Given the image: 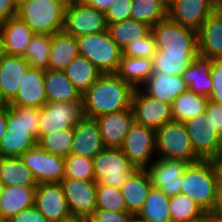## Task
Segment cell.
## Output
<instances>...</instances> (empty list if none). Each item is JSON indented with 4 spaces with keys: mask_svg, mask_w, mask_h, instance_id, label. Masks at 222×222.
I'll return each instance as SVG.
<instances>
[{
    "mask_svg": "<svg viewBox=\"0 0 222 222\" xmlns=\"http://www.w3.org/2000/svg\"><path fill=\"white\" fill-rule=\"evenodd\" d=\"M213 80L212 94L209 99L222 105V59H214L211 65Z\"/></svg>",
    "mask_w": 222,
    "mask_h": 222,
    "instance_id": "cell-48",
    "label": "cell"
},
{
    "mask_svg": "<svg viewBox=\"0 0 222 222\" xmlns=\"http://www.w3.org/2000/svg\"><path fill=\"white\" fill-rule=\"evenodd\" d=\"M75 88L83 95L103 74L84 56L78 55L64 70Z\"/></svg>",
    "mask_w": 222,
    "mask_h": 222,
    "instance_id": "cell-32",
    "label": "cell"
},
{
    "mask_svg": "<svg viewBox=\"0 0 222 222\" xmlns=\"http://www.w3.org/2000/svg\"><path fill=\"white\" fill-rule=\"evenodd\" d=\"M107 30L113 41L124 50L131 42H136L138 39L146 36L151 31V27L145 23L128 19L108 25Z\"/></svg>",
    "mask_w": 222,
    "mask_h": 222,
    "instance_id": "cell-37",
    "label": "cell"
},
{
    "mask_svg": "<svg viewBox=\"0 0 222 222\" xmlns=\"http://www.w3.org/2000/svg\"><path fill=\"white\" fill-rule=\"evenodd\" d=\"M206 115L211 118V121L216 127L219 135L222 134V105L215 103L213 100L209 99L206 105Z\"/></svg>",
    "mask_w": 222,
    "mask_h": 222,
    "instance_id": "cell-50",
    "label": "cell"
},
{
    "mask_svg": "<svg viewBox=\"0 0 222 222\" xmlns=\"http://www.w3.org/2000/svg\"><path fill=\"white\" fill-rule=\"evenodd\" d=\"M131 19L151 28L168 17V9L160 0H132Z\"/></svg>",
    "mask_w": 222,
    "mask_h": 222,
    "instance_id": "cell-39",
    "label": "cell"
},
{
    "mask_svg": "<svg viewBox=\"0 0 222 222\" xmlns=\"http://www.w3.org/2000/svg\"><path fill=\"white\" fill-rule=\"evenodd\" d=\"M44 87L47 103L82 101L81 93L64 71L45 70Z\"/></svg>",
    "mask_w": 222,
    "mask_h": 222,
    "instance_id": "cell-28",
    "label": "cell"
},
{
    "mask_svg": "<svg viewBox=\"0 0 222 222\" xmlns=\"http://www.w3.org/2000/svg\"><path fill=\"white\" fill-rule=\"evenodd\" d=\"M216 9L222 14V0H216Z\"/></svg>",
    "mask_w": 222,
    "mask_h": 222,
    "instance_id": "cell-60",
    "label": "cell"
},
{
    "mask_svg": "<svg viewBox=\"0 0 222 222\" xmlns=\"http://www.w3.org/2000/svg\"><path fill=\"white\" fill-rule=\"evenodd\" d=\"M156 157L181 159L188 163L201 160L191 145L184 123L172 121L156 130Z\"/></svg>",
    "mask_w": 222,
    "mask_h": 222,
    "instance_id": "cell-6",
    "label": "cell"
},
{
    "mask_svg": "<svg viewBox=\"0 0 222 222\" xmlns=\"http://www.w3.org/2000/svg\"><path fill=\"white\" fill-rule=\"evenodd\" d=\"M132 0H116L105 12L107 26L131 19Z\"/></svg>",
    "mask_w": 222,
    "mask_h": 222,
    "instance_id": "cell-46",
    "label": "cell"
},
{
    "mask_svg": "<svg viewBox=\"0 0 222 222\" xmlns=\"http://www.w3.org/2000/svg\"><path fill=\"white\" fill-rule=\"evenodd\" d=\"M18 0H0V23L16 17Z\"/></svg>",
    "mask_w": 222,
    "mask_h": 222,
    "instance_id": "cell-51",
    "label": "cell"
},
{
    "mask_svg": "<svg viewBox=\"0 0 222 222\" xmlns=\"http://www.w3.org/2000/svg\"><path fill=\"white\" fill-rule=\"evenodd\" d=\"M65 178L95 181L92 158L72 154L65 157Z\"/></svg>",
    "mask_w": 222,
    "mask_h": 222,
    "instance_id": "cell-44",
    "label": "cell"
},
{
    "mask_svg": "<svg viewBox=\"0 0 222 222\" xmlns=\"http://www.w3.org/2000/svg\"><path fill=\"white\" fill-rule=\"evenodd\" d=\"M198 54L156 51L153 57L154 72H164L172 76H181L190 67Z\"/></svg>",
    "mask_w": 222,
    "mask_h": 222,
    "instance_id": "cell-36",
    "label": "cell"
},
{
    "mask_svg": "<svg viewBox=\"0 0 222 222\" xmlns=\"http://www.w3.org/2000/svg\"><path fill=\"white\" fill-rule=\"evenodd\" d=\"M2 189H3V183L0 180V194L2 193Z\"/></svg>",
    "mask_w": 222,
    "mask_h": 222,
    "instance_id": "cell-64",
    "label": "cell"
},
{
    "mask_svg": "<svg viewBox=\"0 0 222 222\" xmlns=\"http://www.w3.org/2000/svg\"><path fill=\"white\" fill-rule=\"evenodd\" d=\"M105 13L74 0L65 7L64 28L66 34L74 37L106 31Z\"/></svg>",
    "mask_w": 222,
    "mask_h": 222,
    "instance_id": "cell-9",
    "label": "cell"
},
{
    "mask_svg": "<svg viewBox=\"0 0 222 222\" xmlns=\"http://www.w3.org/2000/svg\"><path fill=\"white\" fill-rule=\"evenodd\" d=\"M40 120V108L7 104L6 132L19 135L32 134L38 141Z\"/></svg>",
    "mask_w": 222,
    "mask_h": 222,
    "instance_id": "cell-27",
    "label": "cell"
},
{
    "mask_svg": "<svg viewBox=\"0 0 222 222\" xmlns=\"http://www.w3.org/2000/svg\"><path fill=\"white\" fill-rule=\"evenodd\" d=\"M131 108L135 122L154 130L174 121L171 104L150 96L141 88H135Z\"/></svg>",
    "mask_w": 222,
    "mask_h": 222,
    "instance_id": "cell-12",
    "label": "cell"
},
{
    "mask_svg": "<svg viewBox=\"0 0 222 222\" xmlns=\"http://www.w3.org/2000/svg\"><path fill=\"white\" fill-rule=\"evenodd\" d=\"M189 164L181 159L156 158L146 170L153 187L170 197L181 193L183 175Z\"/></svg>",
    "mask_w": 222,
    "mask_h": 222,
    "instance_id": "cell-14",
    "label": "cell"
},
{
    "mask_svg": "<svg viewBox=\"0 0 222 222\" xmlns=\"http://www.w3.org/2000/svg\"><path fill=\"white\" fill-rule=\"evenodd\" d=\"M152 187L148 171L137 170L120 188L126 203L127 212L132 213L134 216L137 215L142 209Z\"/></svg>",
    "mask_w": 222,
    "mask_h": 222,
    "instance_id": "cell-29",
    "label": "cell"
},
{
    "mask_svg": "<svg viewBox=\"0 0 222 222\" xmlns=\"http://www.w3.org/2000/svg\"><path fill=\"white\" fill-rule=\"evenodd\" d=\"M208 100L209 97L197 95L187 90L180 94L171 104L173 120L183 123L204 113Z\"/></svg>",
    "mask_w": 222,
    "mask_h": 222,
    "instance_id": "cell-35",
    "label": "cell"
},
{
    "mask_svg": "<svg viewBox=\"0 0 222 222\" xmlns=\"http://www.w3.org/2000/svg\"><path fill=\"white\" fill-rule=\"evenodd\" d=\"M134 215L127 211L115 212L96 209L88 218V222H130Z\"/></svg>",
    "mask_w": 222,
    "mask_h": 222,
    "instance_id": "cell-47",
    "label": "cell"
},
{
    "mask_svg": "<svg viewBox=\"0 0 222 222\" xmlns=\"http://www.w3.org/2000/svg\"><path fill=\"white\" fill-rule=\"evenodd\" d=\"M74 139V129H64L55 133L43 135L37 144L48 153L68 157Z\"/></svg>",
    "mask_w": 222,
    "mask_h": 222,
    "instance_id": "cell-41",
    "label": "cell"
},
{
    "mask_svg": "<svg viewBox=\"0 0 222 222\" xmlns=\"http://www.w3.org/2000/svg\"><path fill=\"white\" fill-rule=\"evenodd\" d=\"M130 222H144L141 219H139L136 215L132 217V219L130 220Z\"/></svg>",
    "mask_w": 222,
    "mask_h": 222,
    "instance_id": "cell-63",
    "label": "cell"
},
{
    "mask_svg": "<svg viewBox=\"0 0 222 222\" xmlns=\"http://www.w3.org/2000/svg\"><path fill=\"white\" fill-rule=\"evenodd\" d=\"M195 154L201 160H212L219 145V133L206 112L183 122Z\"/></svg>",
    "mask_w": 222,
    "mask_h": 222,
    "instance_id": "cell-13",
    "label": "cell"
},
{
    "mask_svg": "<svg viewBox=\"0 0 222 222\" xmlns=\"http://www.w3.org/2000/svg\"><path fill=\"white\" fill-rule=\"evenodd\" d=\"M121 150L138 170H146L156 157V130L134 121Z\"/></svg>",
    "mask_w": 222,
    "mask_h": 222,
    "instance_id": "cell-8",
    "label": "cell"
},
{
    "mask_svg": "<svg viewBox=\"0 0 222 222\" xmlns=\"http://www.w3.org/2000/svg\"><path fill=\"white\" fill-rule=\"evenodd\" d=\"M0 180L3 186H37L32 172L21 157H0Z\"/></svg>",
    "mask_w": 222,
    "mask_h": 222,
    "instance_id": "cell-33",
    "label": "cell"
},
{
    "mask_svg": "<svg viewBox=\"0 0 222 222\" xmlns=\"http://www.w3.org/2000/svg\"><path fill=\"white\" fill-rule=\"evenodd\" d=\"M51 49V35L34 34L23 58L31 67L47 70Z\"/></svg>",
    "mask_w": 222,
    "mask_h": 222,
    "instance_id": "cell-40",
    "label": "cell"
},
{
    "mask_svg": "<svg viewBox=\"0 0 222 222\" xmlns=\"http://www.w3.org/2000/svg\"><path fill=\"white\" fill-rule=\"evenodd\" d=\"M96 209L115 212L127 211L121 189L108 185H97Z\"/></svg>",
    "mask_w": 222,
    "mask_h": 222,
    "instance_id": "cell-43",
    "label": "cell"
},
{
    "mask_svg": "<svg viewBox=\"0 0 222 222\" xmlns=\"http://www.w3.org/2000/svg\"><path fill=\"white\" fill-rule=\"evenodd\" d=\"M97 185L121 188L138 170L124 155L121 148H104L93 159Z\"/></svg>",
    "mask_w": 222,
    "mask_h": 222,
    "instance_id": "cell-5",
    "label": "cell"
},
{
    "mask_svg": "<svg viewBox=\"0 0 222 222\" xmlns=\"http://www.w3.org/2000/svg\"><path fill=\"white\" fill-rule=\"evenodd\" d=\"M197 32L199 55L222 59V14L215 9Z\"/></svg>",
    "mask_w": 222,
    "mask_h": 222,
    "instance_id": "cell-22",
    "label": "cell"
},
{
    "mask_svg": "<svg viewBox=\"0 0 222 222\" xmlns=\"http://www.w3.org/2000/svg\"><path fill=\"white\" fill-rule=\"evenodd\" d=\"M7 222H49L44 215L35 207L24 209L13 216Z\"/></svg>",
    "mask_w": 222,
    "mask_h": 222,
    "instance_id": "cell-49",
    "label": "cell"
},
{
    "mask_svg": "<svg viewBox=\"0 0 222 222\" xmlns=\"http://www.w3.org/2000/svg\"><path fill=\"white\" fill-rule=\"evenodd\" d=\"M34 206L49 222H59L71 215L60 183L38 184Z\"/></svg>",
    "mask_w": 222,
    "mask_h": 222,
    "instance_id": "cell-16",
    "label": "cell"
},
{
    "mask_svg": "<svg viewBox=\"0 0 222 222\" xmlns=\"http://www.w3.org/2000/svg\"><path fill=\"white\" fill-rule=\"evenodd\" d=\"M169 199L160 189L152 187L136 216L144 222H172Z\"/></svg>",
    "mask_w": 222,
    "mask_h": 222,
    "instance_id": "cell-34",
    "label": "cell"
},
{
    "mask_svg": "<svg viewBox=\"0 0 222 222\" xmlns=\"http://www.w3.org/2000/svg\"><path fill=\"white\" fill-rule=\"evenodd\" d=\"M168 9L171 5H173L177 0H160Z\"/></svg>",
    "mask_w": 222,
    "mask_h": 222,
    "instance_id": "cell-58",
    "label": "cell"
},
{
    "mask_svg": "<svg viewBox=\"0 0 222 222\" xmlns=\"http://www.w3.org/2000/svg\"><path fill=\"white\" fill-rule=\"evenodd\" d=\"M210 217L213 222H222V183L218 184L217 203Z\"/></svg>",
    "mask_w": 222,
    "mask_h": 222,
    "instance_id": "cell-53",
    "label": "cell"
},
{
    "mask_svg": "<svg viewBox=\"0 0 222 222\" xmlns=\"http://www.w3.org/2000/svg\"><path fill=\"white\" fill-rule=\"evenodd\" d=\"M140 88L150 96L170 104L188 90L182 76H172L164 72H154Z\"/></svg>",
    "mask_w": 222,
    "mask_h": 222,
    "instance_id": "cell-24",
    "label": "cell"
},
{
    "mask_svg": "<svg viewBox=\"0 0 222 222\" xmlns=\"http://www.w3.org/2000/svg\"><path fill=\"white\" fill-rule=\"evenodd\" d=\"M198 222H213V219L210 217V215H208L207 217L203 218Z\"/></svg>",
    "mask_w": 222,
    "mask_h": 222,
    "instance_id": "cell-62",
    "label": "cell"
},
{
    "mask_svg": "<svg viewBox=\"0 0 222 222\" xmlns=\"http://www.w3.org/2000/svg\"><path fill=\"white\" fill-rule=\"evenodd\" d=\"M153 73V59L129 57L123 54L116 72L134 88H140Z\"/></svg>",
    "mask_w": 222,
    "mask_h": 222,
    "instance_id": "cell-31",
    "label": "cell"
},
{
    "mask_svg": "<svg viewBox=\"0 0 222 222\" xmlns=\"http://www.w3.org/2000/svg\"><path fill=\"white\" fill-rule=\"evenodd\" d=\"M135 88L116 73L102 74L82 95L83 115L97 118L131 108Z\"/></svg>",
    "mask_w": 222,
    "mask_h": 222,
    "instance_id": "cell-1",
    "label": "cell"
},
{
    "mask_svg": "<svg viewBox=\"0 0 222 222\" xmlns=\"http://www.w3.org/2000/svg\"><path fill=\"white\" fill-rule=\"evenodd\" d=\"M37 145L32 134L19 135L6 132L0 143V157H20L26 150Z\"/></svg>",
    "mask_w": 222,
    "mask_h": 222,
    "instance_id": "cell-42",
    "label": "cell"
},
{
    "mask_svg": "<svg viewBox=\"0 0 222 222\" xmlns=\"http://www.w3.org/2000/svg\"><path fill=\"white\" fill-rule=\"evenodd\" d=\"M44 75L45 70L29 66L15 98L8 105L41 108L46 104Z\"/></svg>",
    "mask_w": 222,
    "mask_h": 222,
    "instance_id": "cell-20",
    "label": "cell"
},
{
    "mask_svg": "<svg viewBox=\"0 0 222 222\" xmlns=\"http://www.w3.org/2000/svg\"><path fill=\"white\" fill-rule=\"evenodd\" d=\"M37 186H3L0 194V219L7 222L20 211L34 206Z\"/></svg>",
    "mask_w": 222,
    "mask_h": 222,
    "instance_id": "cell-23",
    "label": "cell"
},
{
    "mask_svg": "<svg viewBox=\"0 0 222 222\" xmlns=\"http://www.w3.org/2000/svg\"><path fill=\"white\" fill-rule=\"evenodd\" d=\"M59 222H88V219L80 216L70 215L69 217L62 219Z\"/></svg>",
    "mask_w": 222,
    "mask_h": 222,
    "instance_id": "cell-55",
    "label": "cell"
},
{
    "mask_svg": "<svg viewBox=\"0 0 222 222\" xmlns=\"http://www.w3.org/2000/svg\"><path fill=\"white\" fill-rule=\"evenodd\" d=\"M219 173L212 160L190 163L183 175L181 193L210 215L217 203Z\"/></svg>",
    "mask_w": 222,
    "mask_h": 222,
    "instance_id": "cell-2",
    "label": "cell"
},
{
    "mask_svg": "<svg viewBox=\"0 0 222 222\" xmlns=\"http://www.w3.org/2000/svg\"><path fill=\"white\" fill-rule=\"evenodd\" d=\"M17 17L34 34L53 35L63 31L65 6L56 0H18Z\"/></svg>",
    "mask_w": 222,
    "mask_h": 222,
    "instance_id": "cell-3",
    "label": "cell"
},
{
    "mask_svg": "<svg viewBox=\"0 0 222 222\" xmlns=\"http://www.w3.org/2000/svg\"><path fill=\"white\" fill-rule=\"evenodd\" d=\"M7 125V104H0V143L6 133Z\"/></svg>",
    "mask_w": 222,
    "mask_h": 222,
    "instance_id": "cell-54",
    "label": "cell"
},
{
    "mask_svg": "<svg viewBox=\"0 0 222 222\" xmlns=\"http://www.w3.org/2000/svg\"><path fill=\"white\" fill-rule=\"evenodd\" d=\"M85 5L105 13L116 0H81Z\"/></svg>",
    "mask_w": 222,
    "mask_h": 222,
    "instance_id": "cell-52",
    "label": "cell"
},
{
    "mask_svg": "<svg viewBox=\"0 0 222 222\" xmlns=\"http://www.w3.org/2000/svg\"><path fill=\"white\" fill-rule=\"evenodd\" d=\"M157 47L151 31L136 42H131L123 50V55L129 57H139L153 59L156 54Z\"/></svg>",
    "mask_w": 222,
    "mask_h": 222,
    "instance_id": "cell-45",
    "label": "cell"
},
{
    "mask_svg": "<svg viewBox=\"0 0 222 222\" xmlns=\"http://www.w3.org/2000/svg\"><path fill=\"white\" fill-rule=\"evenodd\" d=\"M60 3H62L65 7H67L70 3H72L74 0H56Z\"/></svg>",
    "mask_w": 222,
    "mask_h": 222,
    "instance_id": "cell-61",
    "label": "cell"
},
{
    "mask_svg": "<svg viewBox=\"0 0 222 222\" xmlns=\"http://www.w3.org/2000/svg\"><path fill=\"white\" fill-rule=\"evenodd\" d=\"M39 139L74 126L84 117L82 101L50 102L40 108Z\"/></svg>",
    "mask_w": 222,
    "mask_h": 222,
    "instance_id": "cell-10",
    "label": "cell"
},
{
    "mask_svg": "<svg viewBox=\"0 0 222 222\" xmlns=\"http://www.w3.org/2000/svg\"><path fill=\"white\" fill-rule=\"evenodd\" d=\"M212 160H222V134L219 136V145L216 156Z\"/></svg>",
    "mask_w": 222,
    "mask_h": 222,
    "instance_id": "cell-56",
    "label": "cell"
},
{
    "mask_svg": "<svg viewBox=\"0 0 222 222\" xmlns=\"http://www.w3.org/2000/svg\"><path fill=\"white\" fill-rule=\"evenodd\" d=\"M217 167L219 173V183H222V160H212Z\"/></svg>",
    "mask_w": 222,
    "mask_h": 222,
    "instance_id": "cell-57",
    "label": "cell"
},
{
    "mask_svg": "<svg viewBox=\"0 0 222 222\" xmlns=\"http://www.w3.org/2000/svg\"><path fill=\"white\" fill-rule=\"evenodd\" d=\"M213 60L198 54L190 67L182 73V79L187 84L189 91L201 96H211L213 88L211 65Z\"/></svg>",
    "mask_w": 222,
    "mask_h": 222,
    "instance_id": "cell-26",
    "label": "cell"
},
{
    "mask_svg": "<svg viewBox=\"0 0 222 222\" xmlns=\"http://www.w3.org/2000/svg\"><path fill=\"white\" fill-rule=\"evenodd\" d=\"M169 210L172 222H198L208 215L183 193L170 196Z\"/></svg>",
    "mask_w": 222,
    "mask_h": 222,
    "instance_id": "cell-38",
    "label": "cell"
},
{
    "mask_svg": "<svg viewBox=\"0 0 222 222\" xmlns=\"http://www.w3.org/2000/svg\"><path fill=\"white\" fill-rule=\"evenodd\" d=\"M79 55L76 37L64 31L51 35V49L48 69L64 71L68 64Z\"/></svg>",
    "mask_w": 222,
    "mask_h": 222,
    "instance_id": "cell-30",
    "label": "cell"
},
{
    "mask_svg": "<svg viewBox=\"0 0 222 222\" xmlns=\"http://www.w3.org/2000/svg\"><path fill=\"white\" fill-rule=\"evenodd\" d=\"M215 9L216 0H177L168 8V17L198 31Z\"/></svg>",
    "mask_w": 222,
    "mask_h": 222,
    "instance_id": "cell-17",
    "label": "cell"
},
{
    "mask_svg": "<svg viewBox=\"0 0 222 222\" xmlns=\"http://www.w3.org/2000/svg\"><path fill=\"white\" fill-rule=\"evenodd\" d=\"M30 65L23 56L3 54L0 60V102L9 104L16 96Z\"/></svg>",
    "mask_w": 222,
    "mask_h": 222,
    "instance_id": "cell-19",
    "label": "cell"
},
{
    "mask_svg": "<svg viewBox=\"0 0 222 222\" xmlns=\"http://www.w3.org/2000/svg\"><path fill=\"white\" fill-rule=\"evenodd\" d=\"M5 54L24 56L25 50L34 33L17 16L0 23Z\"/></svg>",
    "mask_w": 222,
    "mask_h": 222,
    "instance_id": "cell-25",
    "label": "cell"
},
{
    "mask_svg": "<svg viewBox=\"0 0 222 222\" xmlns=\"http://www.w3.org/2000/svg\"><path fill=\"white\" fill-rule=\"evenodd\" d=\"M95 119L106 148H121L126 134L135 121L132 108L105 114Z\"/></svg>",
    "mask_w": 222,
    "mask_h": 222,
    "instance_id": "cell-18",
    "label": "cell"
},
{
    "mask_svg": "<svg viewBox=\"0 0 222 222\" xmlns=\"http://www.w3.org/2000/svg\"><path fill=\"white\" fill-rule=\"evenodd\" d=\"M20 157L38 184L60 183L65 178V158L44 151L38 144Z\"/></svg>",
    "mask_w": 222,
    "mask_h": 222,
    "instance_id": "cell-11",
    "label": "cell"
},
{
    "mask_svg": "<svg viewBox=\"0 0 222 222\" xmlns=\"http://www.w3.org/2000/svg\"><path fill=\"white\" fill-rule=\"evenodd\" d=\"M157 51L199 53L198 32L171 20L169 17L151 28Z\"/></svg>",
    "mask_w": 222,
    "mask_h": 222,
    "instance_id": "cell-7",
    "label": "cell"
},
{
    "mask_svg": "<svg viewBox=\"0 0 222 222\" xmlns=\"http://www.w3.org/2000/svg\"><path fill=\"white\" fill-rule=\"evenodd\" d=\"M80 56L87 58L103 74L116 73L123 50L113 41L108 30L76 38Z\"/></svg>",
    "mask_w": 222,
    "mask_h": 222,
    "instance_id": "cell-4",
    "label": "cell"
},
{
    "mask_svg": "<svg viewBox=\"0 0 222 222\" xmlns=\"http://www.w3.org/2000/svg\"><path fill=\"white\" fill-rule=\"evenodd\" d=\"M62 185L70 214L88 219L96 210V181L64 178Z\"/></svg>",
    "mask_w": 222,
    "mask_h": 222,
    "instance_id": "cell-15",
    "label": "cell"
},
{
    "mask_svg": "<svg viewBox=\"0 0 222 222\" xmlns=\"http://www.w3.org/2000/svg\"><path fill=\"white\" fill-rule=\"evenodd\" d=\"M104 148L96 119L84 116L74 126V139L70 154L93 159Z\"/></svg>",
    "mask_w": 222,
    "mask_h": 222,
    "instance_id": "cell-21",
    "label": "cell"
},
{
    "mask_svg": "<svg viewBox=\"0 0 222 222\" xmlns=\"http://www.w3.org/2000/svg\"><path fill=\"white\" fill-rule=\"evenodd\" d=\"M4 54V50H3V40H2V34H1V31H0V60L2 58Z\"/></svg>",
    "mask_w": 222,
    "mask_h": 222,
    "instance_id": "cell-59",
    "label": "cell"
}]
</instances>
